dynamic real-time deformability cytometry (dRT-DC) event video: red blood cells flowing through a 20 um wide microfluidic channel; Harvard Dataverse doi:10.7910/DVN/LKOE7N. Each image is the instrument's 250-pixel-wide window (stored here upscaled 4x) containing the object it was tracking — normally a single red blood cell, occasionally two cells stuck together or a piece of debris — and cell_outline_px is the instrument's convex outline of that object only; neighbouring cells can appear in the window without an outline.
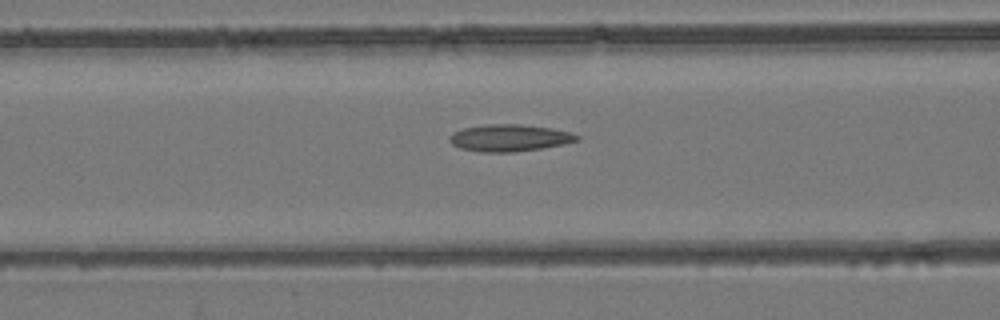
{"species": "common noctule bat (a hibernating species)", "species_latin": "Nyctalus noctula", "temperature_condition": "room temperature", "stored_images_in_passage": 54, "camera_frame_rate_fps": 3000, "um_per_image_px": 0.085, "animal": {"sex": "female", "body_mass_g": 24.6, "forearm_length_mm": 56.2}, "frame": {"image": 1, "passage_image": 22, "time_ms": 7.0, "image_size_px": [1000, 320], "cell_outline_px": [[580, 140], [564, 144], [516, 152], [484, 152], [460, 148], [452, 144], [448, 140], [448, 136], [452, 132], [464, 128], [484, 124], [520, 124], [552, 128], [568, 132], [580, 136]], "centroid_in_image_um": [43.28, 11.71], "position_along_channel_um": 123.3, "area_um2": 20.06}}
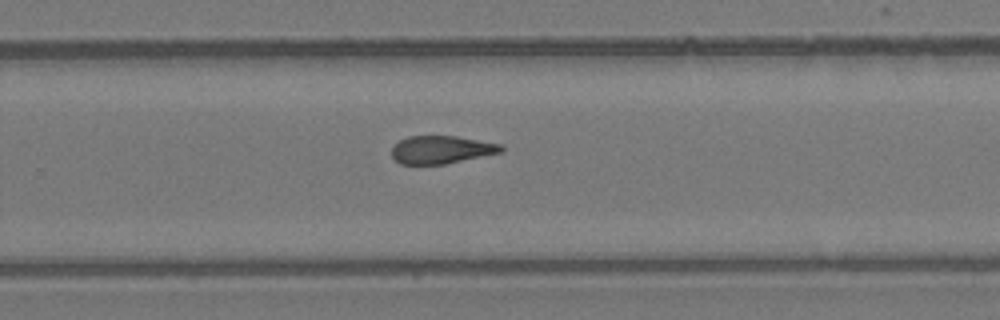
{"frame": {"image": 2, "passage_image": 35, "time_ms": 11.333, "image_size_px": [1000, 320], "cell_outline_px": [[504, 152], [444, 164], [400, 164], [392, 156], [392, 148], [400, 140], [408, 136], [456, 136], [500, 144], [504, 148]], "centroid_in_image_um": [37.53, 12.72], "position_along_channel_um": 292.3, "area_um2": 17.69}}
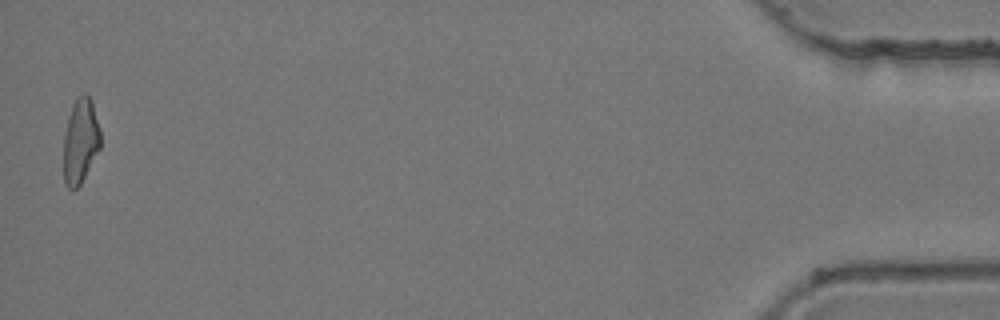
{"frame": {"image": 3, "passage_image": 53, "time_ms": 17.333, "image_size_px": [1000, 320], "cell_outline_px": [[100, 148], [80, 184], [76, 188], [68, 188], [64, 180], [64, 136], [68, 116], [72, 104], [76, 96], [84, 92], [88, 92], [92, 100], [100, 128]], "centroid_in_image_um": [6.84, 11.89], "position_along_channel_um": 428.4, "area_um2": 18.38}, "authors_computed_cell_mechanics": {"area_um2": 19.1318, "velocity_mm_per_s": 3.9083, "shape_relaxation_time_tau1_ms": null, "shape_relaxation_time_tau2_ms": 3.3494, "deformation_change_tau1": null, "deformation_change_tau2": 0.1225}}